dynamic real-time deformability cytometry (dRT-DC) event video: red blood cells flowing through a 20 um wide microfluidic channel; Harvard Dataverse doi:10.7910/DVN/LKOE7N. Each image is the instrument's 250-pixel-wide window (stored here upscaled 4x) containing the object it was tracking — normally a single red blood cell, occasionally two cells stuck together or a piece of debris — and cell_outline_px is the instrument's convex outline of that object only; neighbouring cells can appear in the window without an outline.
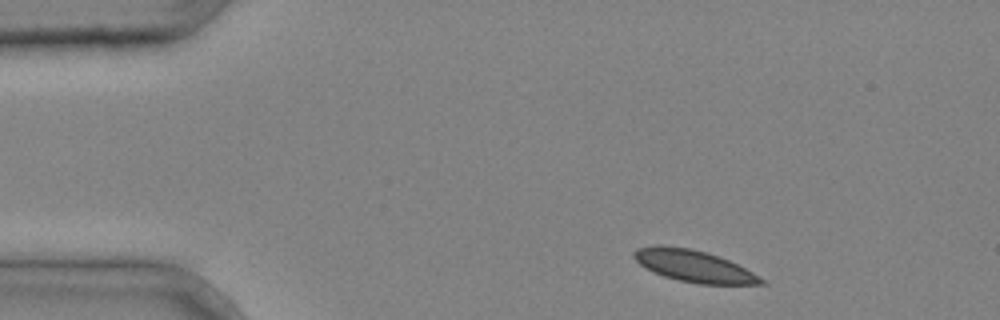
{"species": "common noctule bat (a hibernating species)", "species_latin": "Nyctalus noctula", "temperature_condition": "cold", "stored_images_in_passage": 37, "camera_frame_rate_fps": 3000, "um_per_image_px": 0.085, "animal": {"sex": "male", "body_mass_g": 20.4}, "frame": {"image": 1, "passage_image": 2, "time_ms": 0.333, "image_size_px": [1000, 320], "cell_outline_px": [[768, 284], [700, 284], [680, 280], [664, 276], [652, 272], [644, 268], [632, 256], [632, 252], [636, 248], [656, 244], [660, 244], [688, 248], [704, 252], [728, 260], [752, 272], [764, 280]], "centroid_in_image_um": [58.9, 22.6], "position_along_channel_um": 26.1, "area_um2": 23.41}}
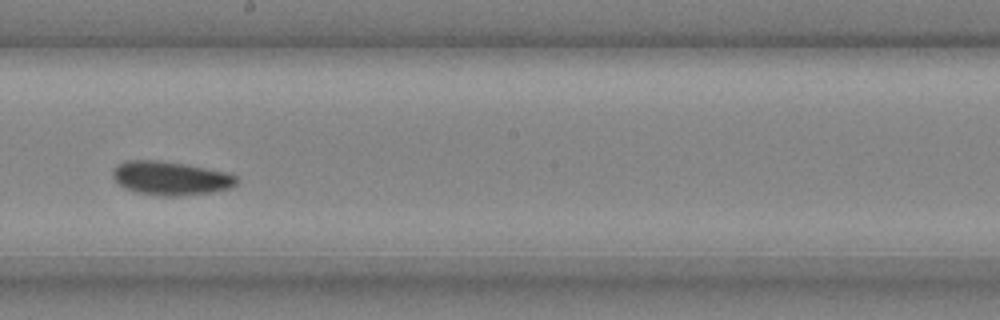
{"frame": {"image": 2, "passage_image": 20, "time_ms": 6.333, "image_size_px": [1000, 320], "cell_outline_px": [[240, 180], [232, 188], [208, 192], [180, 196], [156, 196], [136, 192], [124, 188], [112, 176], [112, 168], [116, 164], [124, 160], [160, 160], [184, 164], [224, 172], [236, 176]], "centroid_in_image_um": [14.45, 15.14], "position_along_channel_um": 233.7, "area_um2": 24.45}}
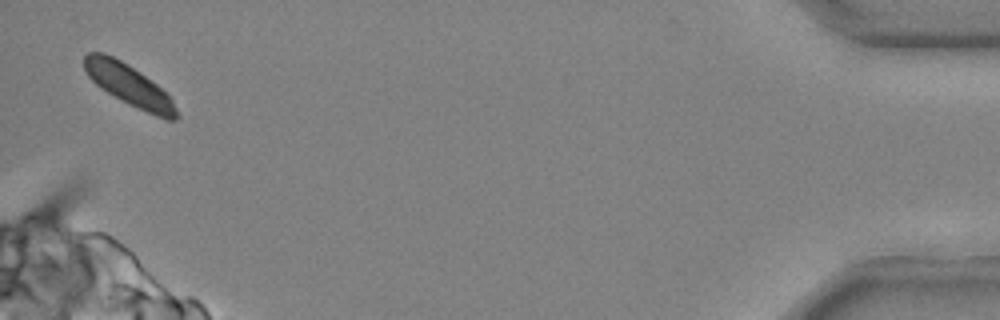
{"frame": {"image": 3, "passage_image": 37, "time_ms": 12.0, "image_size_px": [1000, 320], "cell_outline_px": [[180, 116], [176, 120], [164, 120], [100, 88], [88, 76], [84, 68], [84, 56], [88, 52], [104, 52], [128, 64], [156, 84], [172, 100]], "centroid_in_image_um": [10.96, 7.22], "position_along_channel_um": 424.2, "area_um2": 21.62}}